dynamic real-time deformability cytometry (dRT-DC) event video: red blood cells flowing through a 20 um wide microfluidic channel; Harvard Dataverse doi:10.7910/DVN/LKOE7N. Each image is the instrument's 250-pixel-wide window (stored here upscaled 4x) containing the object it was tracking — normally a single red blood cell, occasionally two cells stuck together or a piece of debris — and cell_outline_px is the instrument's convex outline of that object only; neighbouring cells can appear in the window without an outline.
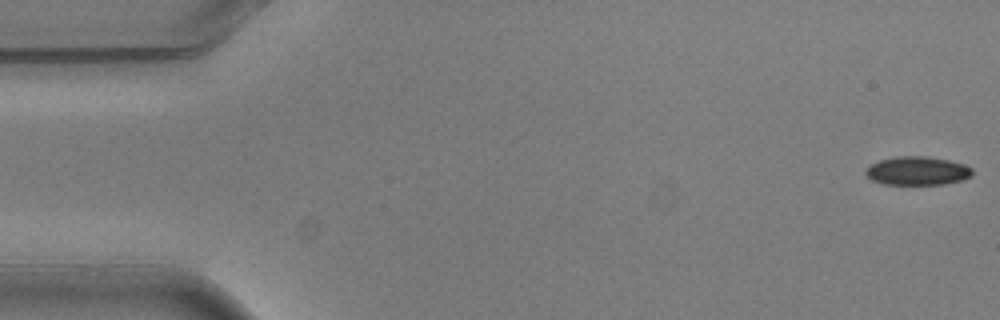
{"species": "common noctule bat (a hibernating species)", "species_latin": "Nyctalus noctula", "temperature_condition": "warm", "stored_images_in_passage": 5, "camera_frame_rate_fps": 3000, "um_per_image_px": 0.085, "animal": {"sex": "male", "body_mass_g": 20.5, "forearm_length_mm": 52.5}, "frame": {"image": 1, "passage_image": 1, "time_ms": 0.0, "image_size_px": [1000, 320], "cell_outline_px": [[972, 176], [964, 180], [944, 184], [884, 184], [872, 180], [864, 172], [872, 164], [880, 160], [896, 156], [924, 156], [948, 160], [964, 164], [972, 168]], "centroid_in_image_um": [78.01, 14.52], "position_along_channel_um": 7.0, "area_um2": 17.69}}
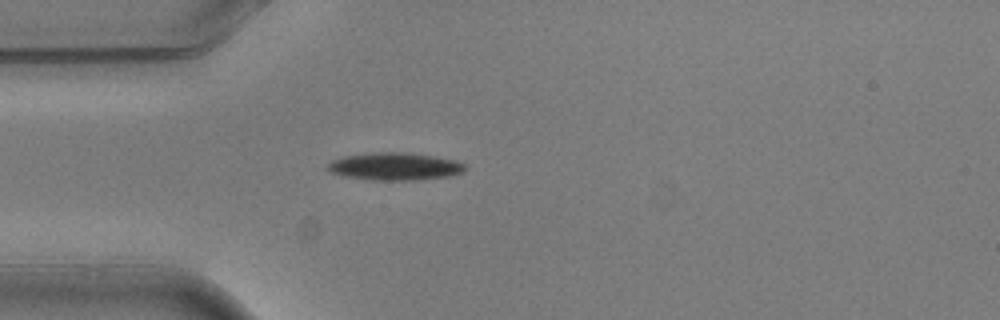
{"frame": {"image": 2, "passage_image": 5, "time_ms": 1.333, "image_size_px": [1000, 320], "cell_outline_px": [[464, 172], [452, 176], [412, 180], [376, 180], [344, 176], [332, 172], [328, 168], [328, 164], [332, 160], [340, 156], [372, 152], [404, 152], [432, 156], [456, 160], [464, 164]], "centroid_in_image_um": [33.56, 14.14], "position_along_channel_um": 51.4, "area_um2": 22.02}}